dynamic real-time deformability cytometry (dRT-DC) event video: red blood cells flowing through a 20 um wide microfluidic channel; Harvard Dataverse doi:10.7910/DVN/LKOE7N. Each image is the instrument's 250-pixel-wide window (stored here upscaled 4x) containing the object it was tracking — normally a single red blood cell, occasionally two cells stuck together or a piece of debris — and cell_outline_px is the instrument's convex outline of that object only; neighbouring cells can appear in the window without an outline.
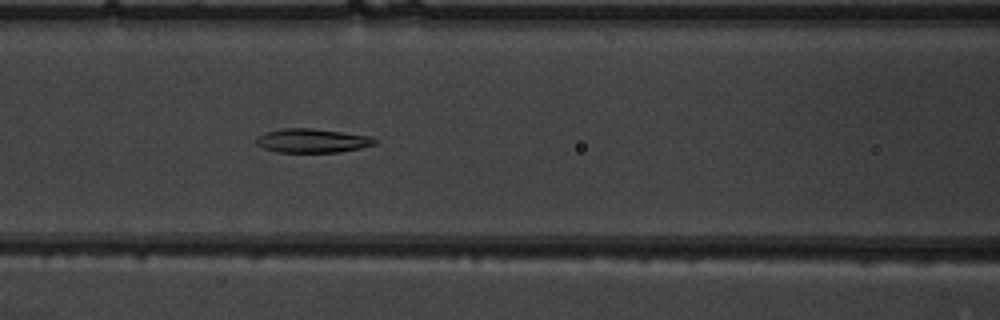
{"species": "common noctule bat (a hibernating species)", "species_latin": "Nyctalus noctula", "temperature_condition": "warm", "stored_images_in_passage": 52, "camera_frame_rate_fps": 3000, "um_per_image_px": 0.085, "animal": {"sex": "male", "body_mass_g": 19.5, "forearm_length_mm": 54.6}, "frame": {"image": 1, "passage_image": 23, "time_ms": 7.333, "image_size_px": [1000, 320], "cell_outline_px": [[376, 144], [360, 148], [340, 152], [276, 152], [264, 148], [256, 144], [256, 136], [264, 132], [284, 128], [312, 128], [368, 136], [376, 140]], "centroid_in_image_um": [26.48, 11.96], "position_along_channel_um": 140.1, "area_um2": 16.47}}
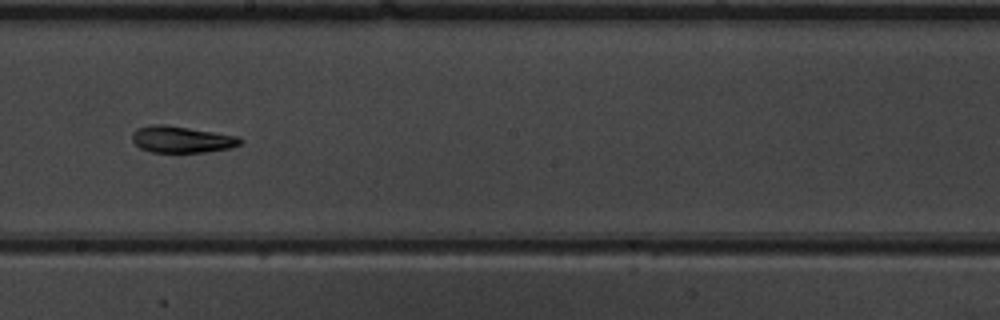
{"frame": {"image": 2, "passage_image": 30, "time_ms": 9.667, "image_size_px": [1000, 320], "cell_outline_px": [[244, 140], [240, 144], [228, 148], [204, 152], [152, 152], [140, 148], [132, 140], [132, 132], [136, 128], [152, 124], [164, 124], [240, 136]], "centroid_in_image_um": [15.43, 11.84], "position_along_channel_um": 232.8, "area_um2": 16.76}}
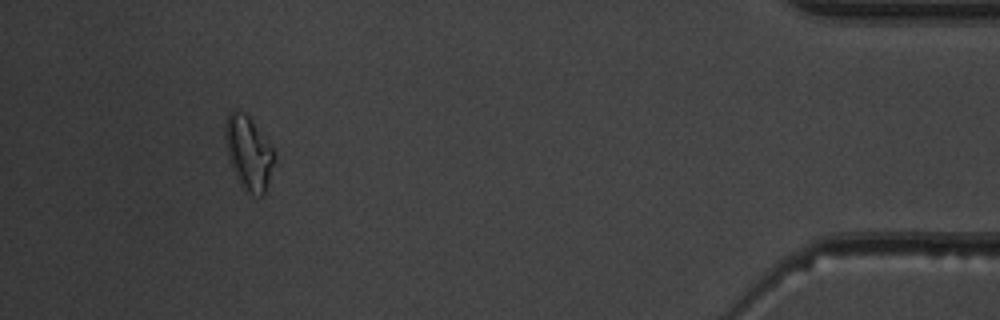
{"frame": {"image": 3, "passage_image": 48, "time_ms": 15.667, "image_size_px": [1000, 320], "cell_outline_px": [[276, 160], [264, 196], [260, 196], [244, 192], [232, 168], [228, 156], [224, 140], [224, 128], [228, 112], [232, 108], [236, 108], [244, 112], [248, 116], [272, 148], [276, 156]], "centroid_in_image_um": [21.11, 13.0], "position_along_channel_um": 414.1, "area_um2": 21.39}, "authors_computed_cell_mechanics": {"area_um2": 17.918, "velocity_mm_per_s": 3.9831, "shape_relaxation_time_tau1_ms": 6.0392, "shape_relaxation_time_tau2_ms": 2.8126, "deformation_change_tau1": 0.204, "deformation_change_tau2": 0.116}}